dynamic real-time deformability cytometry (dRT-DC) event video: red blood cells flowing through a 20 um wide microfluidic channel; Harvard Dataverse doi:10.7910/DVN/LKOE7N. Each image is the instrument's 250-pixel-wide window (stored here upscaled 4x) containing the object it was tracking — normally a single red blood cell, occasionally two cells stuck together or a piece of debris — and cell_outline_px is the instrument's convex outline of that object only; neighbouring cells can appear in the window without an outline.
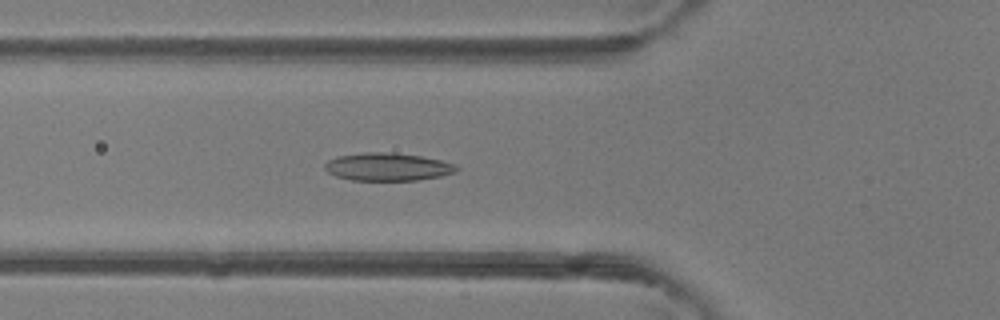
{"species": "common noctule bat (a hibernating species)", "species_latin": "Nyctalus noctula", "temperature_condition": "room temperature", "stored_images_in_passage": 37, "camera_frame_rate_fps": 3000, "um_per_image_px": 0.085, "animal": {"sex": "female"}, "frame": {"image": 1, "passage_image": 12, "time_ms": 3.667, "image_size_px": [1000, 320], "cell_outline_px": [[460, 168], [456, 172], [440, 176], [416, 180], [352, 180], [336, 176], [328, 172], [324, 168], [324, 164], [328, 160], [340, 156], [364, 152], [384, 152], [420, 156], [440, 160], [456, 164]], "centroid_in_image_um": [32.96, 14.18], "position_along_channel_um": 92.8, "area_um2": 21.21}}
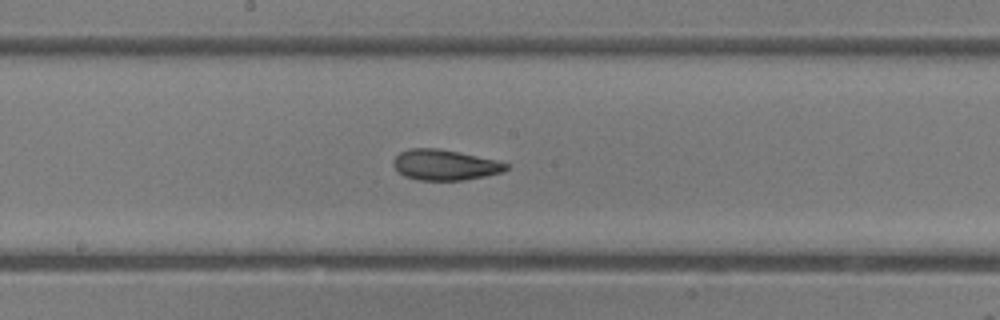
{"frame": {"image": 2, "passage_image": 20, "time_ms": 6.333, "image_size_px": [1000, 320], "cell_outline_px": [[508, 168], [500, 172], [484, 176], [464, 180], [420, 180], [404, 176], [396, 172], [392, 164], [392, 160], [400, 152], [408, 148], [440, 148], [496, 160], [508, 164]], "centroid_in_image_um": [37.74, 14.01], "position_along_channel_um": 210.5, "area_um2": 20.11}}
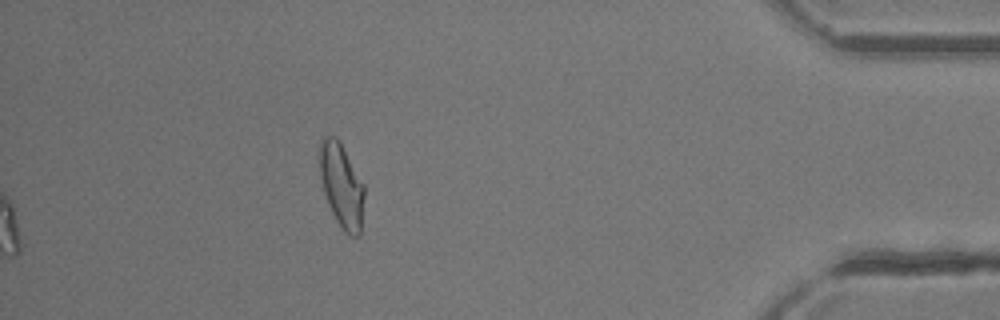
{"frame": {"image": 3, "passage_image": 37, "time_ms": 12.0, "image_size_px": [1000, 320], "cell_outline_px": [[364, 196], [360, 232], [356, 236], [352, 236], [344, 232], [336, 220], [328, 204], [324, 192], [320, 176], [320, 140], [324, 136], [336, 136], [364, 184]], "centroid_in_image_um": [29.03, 15.77], "position_along_channel_um": 406.2, "area_um2": 21.5}, "authors_computed_cell_mechanics": {"area_um2": 20.6924, "velocity_mm_per_s": 4.3804, "shape_relaxation_time_tau1_ms": 4.4008, "shape_relaxation_time_tau2_ms": 2.3285, "deformation_change_tau1": 0.1753, "deformation_change_tau2": 0.1052}}